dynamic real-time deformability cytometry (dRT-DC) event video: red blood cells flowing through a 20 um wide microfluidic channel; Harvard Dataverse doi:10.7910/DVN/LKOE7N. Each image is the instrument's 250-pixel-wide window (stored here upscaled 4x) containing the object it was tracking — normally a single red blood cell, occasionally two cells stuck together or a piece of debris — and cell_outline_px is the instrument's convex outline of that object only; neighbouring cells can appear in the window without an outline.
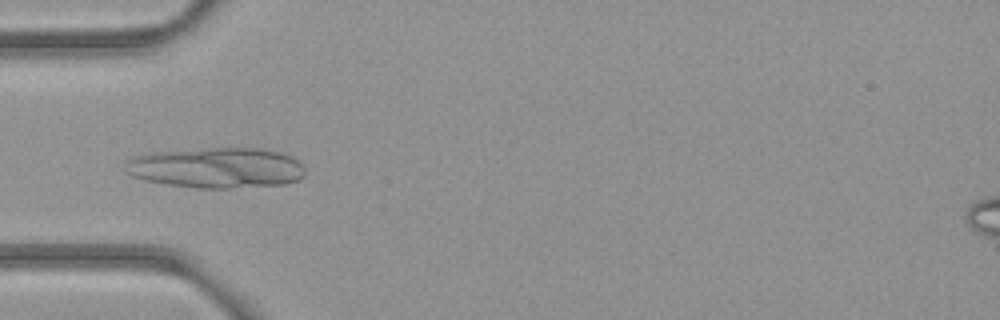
{"species": "common noctule bat (a hibernating species)", "species_latin": "Nyctalus noctula", "temperature_condition": "room temperature", "stored_images_in_passage": 4, "camera_frame_rate_fps": 3000, "um_per_image_px": 0.085, "animal": {"sex": "female", "body_mass_g": 21.9}, "frame": {"image": 1, "passage_image": 4, "time_ms": 4.333, "image_size_px": [1000, 320], "cell_outline_px": [[304, 176], [300, 180], [284, 184], [228, 188], [196, 188], [168, 184], [144, 180], [132, 176], [124, 172], [128, 160], [132, 156], [156, 152], [212, 148], [256, 148], [280, 152], [292, 156], [304, 168]], "centroid_in_image_um": [18.4, 14.27], "position_along_channel_um": 66.6, "area_um2": 42.37}}